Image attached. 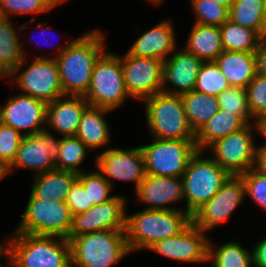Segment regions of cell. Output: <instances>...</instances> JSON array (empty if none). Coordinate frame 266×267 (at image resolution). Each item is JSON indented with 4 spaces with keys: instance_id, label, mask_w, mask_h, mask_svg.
Instances as JSON below:
<instances>
[{
    "instance_id": "obj_33",
    "label": "cell",
    "mask_w": 266,
    "mask_h": 267,
    "mask_svg": "<svg viewBox=\"0 0 266 267\" xmlns=\"http://www.w3.org/2000/svg\"><path fill=\"white\" fill-rule=\"evenodd\" d=\"M88 150L90 151L86 144L76 136L61 137L59 155L55 162L56 169L70 171L77 175L86 171L80 164L86 159Z\"/></svg>"
},
{
    "instance_id": "obj_17",
    "label": "cell",
    "mask_w": 266,
    "mask_h": 267,
    "mask_svg": "<svg viewBox=\"0 0 266 267\" xmlns=\"http://www.w3.org/2000/svg\"><path fill=\"white\" fill-rule=\"evenodd\" d=\"M46 116L47 103L21 93L8 97L5 105H0V122L24 136L45 130Z\"/></svg>"
},
{
    "instance_id": "obj_11",
    "label": "cell",
    "mask_w": 266,
    "mask_h": 267,
    "mask_svg": "<svg viewBox=\"0 0 266 267\" xmlns=\"http://www.w3.org/2000/svg\"><path fill=\"white\" fill-rule=\"evenodd\" d=\"M255 124H248L242 130L225 136L206 151L211 150V158L232 176H240L254 167L257 144H255Z\"/></svg>"
},
{
    "instance_id": "obj_8",
    "label": "cell",
    "mask_w": 266,
    "mask_h": 267,
    "mask_svg": "<svg viewBox=\"0 0 266 267\" xmlns=\"http://www.w3.org/2000/svg\"><path fill=\"white\" fill-rule=\"evenodd\" d=\"M25 57L21 63L5 78L15 81L17 87L21 89V94L44 101L53 102L64 95L58 65L54 57L37 56L32 59L26 70L20 71L27 63Z\"/></svg>"
},
{
    "instance_id": "obj_50",
    "label": "cell",
    "mask_w": 266,
    "mask_h": 267,
    "mask_svg": "<svg viewBox=\"0 0 266 267\" xmlns=\"http://www.w3.org/2000/svg\"><path fill=\"white\" fill-rule=\"evenodd\" d=\"M36 25H37V27H40V28H41V30H42V34H43V35H46L47 31H46L45 26H48V25H47V22L41 23V21H39V22L37 21V24H36ZM32 37H33V36H32ZM46 37H47V35H46ZM48 37H49V36H48ZM42 38H43V37H42ZM44 39H45V38H44ZM30 42H31V43H30L31 45H34V44H33L34 42H32V41H30ZM39 44H40V43H39Z\"/></svg>"
},
{
    "instance_id": "obj_45",
    "label": "cell",
    "mask_w": 266,
    "mask_h": 267,
    "mask_svg": "<svg viewBox=\"0 0 266 267\" xmlns=\"http://www.w3.org/2000/svg\"><path fill=\"white\" fill-rule=\"evenodd\" d=\"M259 173L266 175V148L257 147L255 163L253 167Z\"/></svg>"
},
{
    "instance_id": "obj_10",
    "label": "cell",
    "mask_w": 266,
    "mask_h": 267,
    "mask_svg": "<svg viewBox=\"0 0 266 267\" xmlns=\"http://www.w3.org/2000/svg\"><path fill=\"white\" fill-rule=\"evenodd\" d=\"M145 172L154 176L183 177L190 158L197 151L195 140L155 139L140 146Z\"/></svg>"
},
{
    "instance_id": "obj_54",
    "label": "cell",
    "mask_w": 266,
    "mask_h": 267,
    "mask_svg": "<svg viewBox=\"0 0 266 267\" xmlns=\"http://www.w3.org/2000/svg\"><path fill=\"white\" fill-rule=\"evenodd\" d=\"M263 42L266 43V33H265V36L263 38Z\"/></svg>"
},
{
    "instance_id": "obj_30",
    "label": "cell",
    "mask_w": 266,
    "mask_h": 267,
    "mask_svg": "<svg viewBox=\"0 0 266 267\" xmlns=\"http://www.w3.org/2000/svg\"><path fill=\"white\" fill-rule=\"evenodd\" d=\"M222 47L225 51L255 53L263 38L253 29L227 20L220 26Z\"/></svg>"
},
{
    "instance_id": "obj_12",
    "label": "cell",
    "mask_w": 266,
    "mask_h": 267,
    "mask_svg": "<svg viewBox=\"0 0 266 267\" xmlns=\"http://www.w3.org/2000/svg\"><path fill=\"white\" fill-rule=\"evenodd\" d=\"M125 89L132 100L143 101L162 92L163 61L136 57L126 52L121 56Z\"/></svg>"
},
{
    "instance_id": "obj_4",
    "label": "cell",
    "mask_w": 266,
    "mask_h": 267,
    "mask_svg": "<svg viewBox=\"0 0 266 267\" xmlns=\"http://www.w3.org/2000/svg\"><path fill=\"white\" fill-rule=\"evenodd\" d=\"M71 267H112L131 252L125 230H102L74 237Z\"/></svg>"
},
{
    "instance_id": "obj_46",
    "label": "cell",
    "mask_w": 266,
    "mask_h": 267,
    "mask_svg": "<svg viewBox=\"0 0 266 267\" xmlns=\"http://www.w3.org/2000/svg\"><path fill=\"white\" fill-rule=\"evenodd\" d=\"M255 125L257 128V133L261 134L264 138V143L257 147H265L266 148V115L261 116L255 121Z\"/></svg>"
},
{
    "instance_id": "obj_28",
    "label": "cell",
    "mask_w": 266,
    "mask_h": 267,
    "mask_svg": "<svg viewBox=\"0 0 266 267\" xmlns=\"http://www.w3.org/2000/svg\"><path fill=\"white\" fill-rule=\"evenodd\" d=\"M183 48L202 61H215L224 51L220 27L194 23Z\"/></svg>"
},
{
    "instance_id": "obj_51",
    "label": "cell",
    "mask_w": 266,
    "mask_h": 267,
    "mask_svg": "<svg viewBox=\"0 0 266 267\" xmlns=\"http://www.w3.org/2000/svg\"><path fill=\"white\" fill-rule=\"evenodd\" d=\"M7 262H6V264H2V262L0 263V267H11V256L9 255V256H7Z\"/></svg>"
},
{
    "instance_id": "obj_27",
    "label": "cell",
    "mask_w": 266,
    "mask_h": 267,
    "mask_svg": "<svg viewBox=\"0 0 266 267\" xmlns=\"http://www.w3.org/2000/svg\"><path fill=\"white\" fill-rule=\"evenodd\" d=\"M248 124L239 116L219 109L196 133L197 150L205 151L215 141L238 132Z\"/></svg>"
},
{
    "instance_id": "obj_55",
    "label": "cell",
    "mask_w": 266,
    "mask_h": 267,
    "mask_svg": "<svg viewBox=\"0 0 266 267\" xmlns=\"http://www.w3.org/2000/svg\"><path fill=\"white\" fill-rule=\"evenodd\" d=\"M265 1V19H266V0Z\"/></svg>"
},
{
    "instance_id": "obj_3",
    "label": "cell",
    "mask_w": 266,
    "mask_h": 267,
    "mask_svg": "<svg viewBox=\"0 0 266 267\" xmlns=\"http://www.w3.org/2000/svg\"><path fill=\"white\" fill-rule=\"evenodd\" d=\"M10 237L11 267H71L67 238L18 232Z\"/></svg>"
},
{
    "instance_id": "obj_20",
    "label": "cell",
    "mask_w": 266,
    "mask_h": 267,
    "mask_svg": "<svg viewBox=\"0 0 266 267\" xmlns=\"http://www.w3.org/2000/svg\"><path fill=\"white\" fill-rule=\"evenodd\" d=\"M203 61L183 49H176L163 62L162 92L182 95L194 90ZM171 84L173 88L166 85Z\"/></svg>"
},
{
    "instance_id": "obj_36",
    "label": "cell",
    "mask_w": 266,
    "mask_h": 267,
    "mask_svg": "<svg viewBox=\"0 0 266 267\" xmlns=\"http://www.w3.org/2000/svg\"><path fill=\"white\" fill-rule=\"evenodd\" d=\"M84 171L78 174L77 179L82 183L85 191H88L89 204L97 205L110 201L116 195H110L113 191L110 183L97 171Z\"/></svg>"
},
{
    "instance_id": "obj_31",
    "label": "cell",
    "mask_w": 266,
    "mask_h": 267,
    "mask_svg": "<svg viewBox=\"0 0 266 267\" xmlns=\"http://www.w3.org/2000/svg\"><path fill=\"white\" fill-rule=\"evenodd\" d=\"M229 20L255 30L264 38L266 33L265 1L234 0L229 9Z\"/></svg>"
},
{
    "instance_id": "obj_34",
    "label": "cell",
    "mask_w": 266,
    "mask_h": 267,
    "mask_svg": "<svg viewBox=\"0 0 266 267\" xmlns=\"http://www.w3.org/2000/svg\"><path fill=\"white\" fill-rule=\"evenodd\" d=\"M230 85L215 61H203L196 79L195 91L219 96Z\"/></svg>"
},
{
    "instance_id": "obj_19",
    "label": "cell",
    "mask_w": 266,
    "mask_h": 267,
    "mask_svg": "<svg viewBox=\"0 0 266 267\" xmlns=\"http://www.w3.org/2000/svg\"><path fill=\"white\" fill-rule=\"evenodd\" d=\"M135 193L136 202L148 205L145 209L185 211L184 208L172 207L174 203L184 200L182 177L146 174Z\"/></svg>"
},
{
    "instance_id": "obj_16",
    "label": "cell",
    "mask_w": 266,
    "mask_h": 267,
    "mask_svg": "<svg viewBox=\"0 0 266 267\" xmlns=\"http://www.w3.org/2000/svg\"><path fill=\"white\" fill-rule=\"evenodd\" d=\"M126 199L116 195L110 201L93 205L86 212L76 214L72 219V227L68 240L74 237L102 230H125Z\"/></svg>"
},
{
    "instance_id": "obj_25",
    "label": "cell",
    "mask_w": 266,
    "mask_h": 267,
    "mask_svg": "<svg viewBox=\"0 0 266 267\" xmlns=\"http://www.w3.org/2000/svg\"><path fill=\"white\" fill-rule=\"evenodd\" d=\"M108 112L111 110L89 106L81 117L76 137L86 144L90 152L107 147L111 141L110 127L104 117Z\"/></svg>"
},
{
    "instance_id": "obj_7",
    "label": "cell",
    "mask_w": 266,
    "mask_h": 267,
    "mask_svg": "<svg viewBox=\"0 0 266 267\" xmlns=\"http://www.w3.org/2000/svg\"><path fill=\"white\" fill-rule=\"evenodd\" d=\"M84 98L90 106L115 110L130 98L124 85L120 55L104 52L96 61Z\"/></svg>"
},
{
    "instance_id": "obj_21",
    "label": "cell",
    "mask_w": 266,
    "mask_h": 267,
    "mask_svg": "<svg viewBox=\"0 0 266 267\" xmlns=\"http://www.w3.org/2000/svg\"><path fill=\"white\" fill-rule=\"evenodd\" d=\"M89 106L84 96H63L47 103L46 128L62 137L76 136L81 117Z\"/></svg>"
},
{
    "instance_id": "obj_14",
    "label": "cell",
    "mask_w": 266,
    "mask_h": 267,
    "mask_svg": "<svg viewBox=\"0 0 266 267\" xmlns=\"http://www.w3.org/2000/svg\"><path fill=\"white\" fill-rule=\"evenodd\" d=\"M95 168L114 186L112 180L133 182L135 190L145 178V164L142 150L139 147H107L96 155Z\"/></svg>"
},
{
    "instance_id": "obj_43",
    "label": "cell",
    "mask_w": 266,
    "mask_h": 267,
    "mask_svg": "<svg viewBox=\"0 0 266 267\" xmlns=\"http://www.w3.org/2000/svg\"><path fill=\"white\" fill-rule=\"evenodd\" d=\"M254 267H266V236L252 249Z\"/></svg>"
},
{
    "instance_id": "obj_15",
    "label": "cell",
    "mask_w": 266,
    "mask_h": 267,
    "mask_svg": "<svg viewBox=\"0 0 266 267\" xmlns=\"http://www.w3.org/2000/svg\"><path fill=\"white\" fill-rule=\"evenodd\" d=\"M60 138L57 139L49 128L37 134L24 136L13 163L8 167L9 175L16 168L31 170L35 175L56 169Z\"/></svg>"
},
{
    "instance_id": "obj_9",
    "label": "cell",
    "mask_w": 266,
    "mask_h": 267,
    "mask_svg": "<svg viewBox=\"0 0 266 267\" xmlns=\"http://www.w3.org/2000/svg\"><path fill=\"white\" fill-rule=\"evenodd\" d=\"M72 219L71 211L64 201L41 200L30 193L15 232L68 238Z\"/></svg>"
},
{
    "instance_id": "obj_37",
    "label": "cell",
    "mask_w": 266,
    "mask_h": 267,
    "mask_svg": "<svg viewBox=\"0 0 266 267\" xmlns=\"http://www.w3.org/2000/svg\"><path fill=\"white\" fill-rule=\"evenodd\" d=\"M60 4L58 0H0V16L46 13Z\"/></svg>"
},
{
    "instance_id": "obj_5",
    "label": "cell",
    "mask_w": 266,
    "mask_h": 267,
    "mask_svg": "<svg viewBox=\"0 0 266 267\" xmlns=\"http://www.w3.org/2000/svg\"><path fill=\"white\" fill-rule=\"evenodd\" d=\"M147 127L154 139L195 140L181 95L164 92L143 100Z\"/></svg>"
},
{
    "instance_id": "obj_52",
    "label": "cell",
    "mask_w": 266,
    "mask_h": 267,
    "mask_svg": "<svg viewBox=\"0 0 266 267\" xmlns=\"http://www.w3.org/2000/svg\"><path fill=\"white\" fill-rule=\"evenodd\" d=\"M147 1H149L150 3H153V5H158V6L159 4L161 5V3H164L163 2L164 0H147Z\"/></svg>"
},
{
    "instance_id": "obj_35",
    "label": "cell",
    "mask_w": 266,
    "mask_h": 267,
    "mask_svg": "<svg viewBox=\"0 0 266 267\" xmlns=\"http://www.w3.org/2000/svg\"><path fill=\"white\" fill-rule=\"evenodd\" d=\"M217 100L219 109L241 117L247 124H255L248 106L245 89L230 86L217 96Z\"/></svg>"
},
{
    "instance_id": "obj_18",
    "label": "cell",
    "mask_w": 266,
    "mask_h": 267,
    "mask_svg": "<svg viewBox=\"0 0 266 267\" xmlns=\"http://www.w3.org/2000/svg\"><path fill=\"white\" fill-rule=\"evenodd\" d=\"M192 222L178 235L157 241L149 249L178 262H208L209 238Z\"/></svg>"
},
{
    "instance_id": "obj_22",
    "label": "cell",
    "mask_w": 266,
    "mask_h": 267,
    "mask_svg": "<svg viewBox=\"0 0 266 267\" xmlns=\"http://www.w3.org/2000/svg\"><path fill=\"white\" fill-rule=\"evenodd\" d=\"M176 41L173 23L166 19L138 37L127 53L136 57H152L164 62L177 49Z\"/></svg>"
},
{
    "instance_id": "obj_47",
    "label": "cell",
    "mask_w": 266,
    "mask_h": 267,
    "mask_svg": "<svg viewBox=\"0 0 266 267\" xmlns=\"http://www.w3.org/2000/svg\"><path fill=\"white\" fill-rule=\"evenodd\" d=\"M10 240H11V237H9L7 241L4 242V244L0 242V263L3 257L7 258V256L10 255Z\"/></svg>"
},
{
    "instance_id": "obj_42",
    "label": "cell",
    "mask_w": 266,
    "mask_h": 267,
    "mask_svg": "<svg viewBox=\"0 0 266 267\" xmlns=\"http://www.w3.org/2000/svg\"><path fill=\"white\" fill-rule=\"evenodd\" d=\"M65 203L72 216L86 212L93 206V204H89L88 191H85L84 186L78 179L72 183Z\"/></svg>"
},
{
    "instance_id": "obj_13",
    "label": "cell",
    "mask_w": 266,
    "mask_h": 267,
    "mask_svg": "<svg viewBox=\"0 0 266 267\" xmlns=\"http://www.w3.org/2000/svg\"><path fill=\"white\" fill-rule=\"evenodd\" d=\"M245 196L242 177L231 175L220 190L191 216L192 223L207 233L229 219Z\"/></svg>"
},
{
    "instance_id": "obj_29",
    "label": "cell",
    "mask_w": 266,
    "mask_h": 267,
    "mask_svg": "<svg viewBox=\"0 0 266 267\" xmlns=\"http://www.w3.org/2000/svg\"><path fill=\"white\" fill-rule=\"evenodd\" d=\"M188 122L195 133L219 110L217 96L198 91L181 95Z\"/></svg>"
},
{
    "instance_id": "obj_1",
    "label": "cell",
    "mask_w": 266,
    "mask_h": 267,
    "mask_svg": "<svg viewBox=\"0 0 266 267\" xmlns=\"http://www.w3.org/2000/svg\"><path fill=\"white\" fill-rule=\"evenodd\" d=\"M105 36L99 29L88 31L76 39L66 42L55 60L65 96H85L96 61L105 52Z\"/></svg>"
},
{
    "instance_id": "obj_24",
    "label": "cell",
    "mask_w": 266,
    "mask_h": 267,
    "mask_svg": "<svg viewBox=\"0 0 266 267\" xmlns=\"http://www.w3.org/2000/svg\"><path fill=\"white\" fill-rule=\"evenodd\" d=\"M12 23L11 19L0 16V76L3 79L27 57L18 36L20 30L26 29L27 22L20 25L18 31Z\"/></svg>"
},
{
    "instance_id": "obj_44",
    "label": "cell",
    "mask_w": 266,
    "mask_h": 267,
    "mask_svg": "<svg viewBox=\"0 0 266 267\" xmlns=\"http://www.w3.org/2000/svg\"><path fill=\"white\" fill-rule=\"evenodd\" d=\"M256 73L266 78V43L262 42L255 52Z\"/></svg>"
},
{
    "instance_id": "obj_48",
    "label": "cell",
    "mask_w": 266,
    "mask_h": 267,
    "mask_svg": "<svg viewBox=\"0 0 266 267\" xmlns=\"http://www.w3.org/2000/svg\"><path fill=\"white\" fill-rule=\"evenodd\" d=\"M9 174L8 167L0 161V180L2 181L3 178L7 177Z\"/></svg>"
},
{
    "instance_id": "obj_40",
    "label": "cell",
    "mask_w": 266,
    "mask_h": 267,
    "mask_svg": "<svg viewBox=\"0 0 266 267\" xmlns=\"http://www.w3.org/2000/svg\"><path fill=\"white\" fill-rule=\"evenodd\" d=\"M23 137L24 135L13 127L0 122V161L7 167L15 160Z\"/></svg>"
},
{
    "instance_id": "obj_39",
    "label": "cell",
    "mask_w": 266,
    "mask_h": 267,
    "mask_svg": "<svg viewBox=\"0 0 266 267\" xmlns=\"http://www.w3.org/2000/svg\"><path fill=\"white\" fill-rule=\"evenodd\" d=\"M245 90L251 116L256 121L266 115V78L257 74Z\"/></svg>"
},
{
    "instance_id": "obj_38",
    "label": "cell",
    "mask_w": 266,
    "mask_h": 267,
    "mask_svg": "<svg viewBox=\"0 0 266 267\" xmlns=\"http://www.w3.org/2000/svg\"><path fill=\"white\" fill-rule=\"evenodd\" d=\"M194 23L209 26H221L229 19V9L213 0H190Z\"/></svg>"
},
{
    "instance_id": "obj_49",
    "label": "cell",
    "mask_w": 266,
    "mask_h": 267,
    "mask_svg": "<svg viewBox=\"0 0 266 267\" xmlns=\"http://www.w3.org/2000/svg\"><path fill=\"white\" fill-rule=\"evenodd\" d=\"M213 1L219 5L225 6L228 9H230L234 0H213Z\"/></svg>"
},
{
    "instance_id": "obj_6",
    "label": "cell",
    "mask_w": 266,
    "mask_h": 267,
    "mask_svg": "<svg viewBox=\"0 0 266 267\" xmlns=\"http://www.w3.org/2000/svg\"><path fill=\"white\" fill-rule=\"evenodd\" d=\"M197 150L190 158L183 174L185 211L192 216L208 202L231 176L211 157Z\"/></svg>"
},
{
    "instance_id": "obj_53",
    "label": "cell",
    "mask_w": 266,
    "mask_h": 267,
    "mask_svg": "<svg viewBox=\"0 0 266 267\" xmlns=\"http://www.w3.org/2000/svg\"><path fill=\"white\" fill-rule=\"evenodd\" d=\"M58 1H59L61 4L66 2V0H58Z\"/></svg>"
},
{
    "instance_id": "obj_26",
    "label": "cell",
    "mask_w": 266,
    "mask_h": 267,
    "mask_svg": "<svg viewBox=\"0 0 266 267\" xmlns=\"http://www.w3.org/2000/svg\"><path fill=\"white\" fill-rule=\"evenodd\" d=\"M77 177L78 175L73 172L59 169L35 174L30 193L41 200L65 202L70 187Z\"/></svg>"
},
{
    "instance_id": "obj_32",
    "label": "cell",
    "mask_w": 266,
    "mask_h": 267,
    "mask_svg": "<svg viewBox=\"0 0 266 267\" xmlns=\"http://www.w3.org/2000/svg\"><path fill=\"white\" fill-rule=\"evenodd\" d=\"M208 261L211 263L209 267H254L252 250L236 241H228L216 248L210 239Z\"/></svg>"
},
{
    "instance_id": "obj_2",
    "label": "cell",
    "mask_w": 266,
    "mask_h": 267,
    "mask_svg": "<svg viewBox=\"0 0 266 267\" xmlns=\"http://www.w3.org/2000/svg\"><path fill=\"white\" fill-rule=\"evenodd\" d=\"M192 222L191 216L181 210L142 209L126 214V239L130 252L143 251L157 241L181 233Z\"/></svg>"
},
{
    "instance_id": "obj_41",
    "label": "cell",
    "mask_w": 266,
    "mask_h": 267,
    "mask_svg": "<svg viewBox=\"0 0 266 267\" xmlns=\"http://www.w3.org/2000/svg\"><path fill=\"white\" fill-rule=\"evenodd\" d=\"M245 184V195L253 199L258 206L266 210V175L254 168L240 175Z\"/></svg>"
},
{
    "instance_id": "obj_23",
    "label": "cell",
    "mask_w": 266,
    "mask_h": 267,
    "mask_svg": "<svg viewBox=\"0 0 266 267\" xmlns=\"http://www.w3.org/2000/svg\"><path fill=\"white\" fill-rule=\"evenodd\" d=\"M215 62L231 87L245 89L257 75L255 53L224 50Z\"/></svg>"
}]
</instances>
